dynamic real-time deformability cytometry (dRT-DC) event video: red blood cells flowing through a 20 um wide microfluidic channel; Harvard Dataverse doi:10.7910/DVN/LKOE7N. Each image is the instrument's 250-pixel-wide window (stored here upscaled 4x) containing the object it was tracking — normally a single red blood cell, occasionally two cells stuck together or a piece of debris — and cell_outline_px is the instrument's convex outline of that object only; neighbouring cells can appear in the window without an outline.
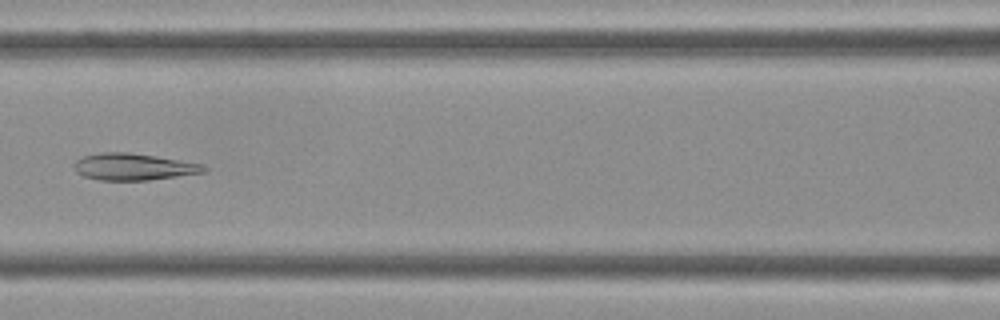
{"species": "Egyptian fruit bat (a non-hibernating species)", "species_latin": "Rousettus aegyptiacus", "temperature_condition": "cold", "stored_images_in_passage": 44, "camera_frame_rate_fps": 3000, "um_per_image_px": 0.085, "frame": {"image": 1, "passage_image": 19, "time_ms": 6.0, "image_size_px": [1000, 320], "cell_outline_px": [[208, 168], [204, 172], [148, 180], [100, 180], [84, 176], [76, 172], [72, 164], [76, 160], [84, 156], [100, 152], [128, 152], [156, 156], [204, 164]], "centroid_in_image_um": [11.33, 14.17], "position_along_channel_um": 155.3, "area_um2": 20.23}}
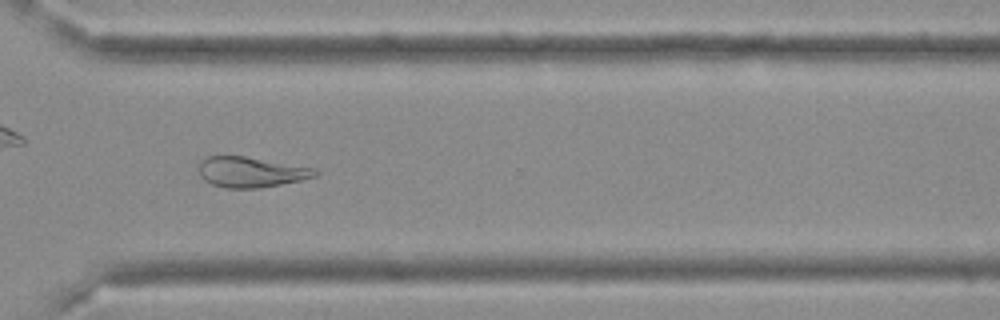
{"frame": {"image": 2, "passage_image": 32, "time_ms": 10.333, "image_size_px": [1000, 320], "cell_outline_px": [[320, 172], [316, 176], [300, 180], [260, 188], [224, 188], [212, 184], [204, 180], [200, 176], [196, 164], [200, 160], [208, 156], [244, 156], [316, 168]], "centroid_in_image_um": [21.29, 14.62], "position_along_channel_um": 349.3, "area_um2": 20.81}}
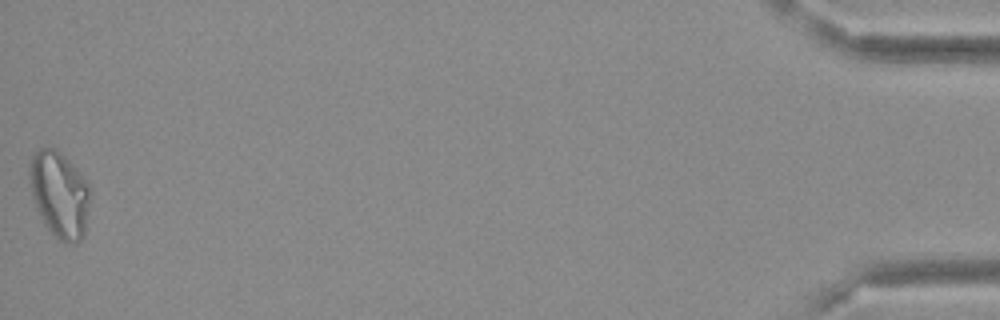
{"frame": {"image": 3, "passage_image": 44, "time_ms": 14.333, "image_size_px": [1000, 320], "cell_outline_px": [[88, 204], [84, 236], [76, 244], [64, 244], [44, 224], [36, 208], [32, 196], [28, 172], [28, 164], [32, 156], [40, 148], [56, 148], [76, 168], [88, 184]], "centroid_in_image_um": [5.02, 16.53], "position_along_channel_um": 430.2, "area_um2": 30.23}}